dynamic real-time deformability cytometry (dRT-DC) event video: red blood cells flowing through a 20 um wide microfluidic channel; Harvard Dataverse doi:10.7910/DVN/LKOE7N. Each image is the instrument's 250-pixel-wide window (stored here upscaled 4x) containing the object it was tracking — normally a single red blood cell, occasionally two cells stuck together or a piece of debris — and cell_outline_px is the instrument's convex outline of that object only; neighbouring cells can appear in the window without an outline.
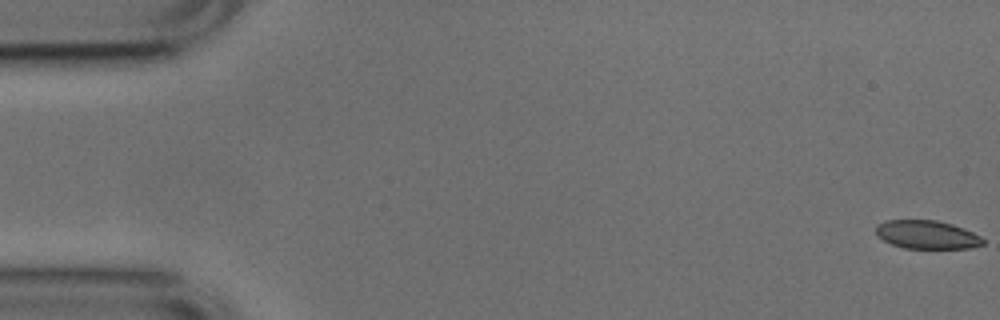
{"species": "common noctule bat (a hibernating species)", "species_latin": "Nyctalus noctula", "temperature_condition": "cold", "stored_images_in_passage": 53, "camera_frame_rate_fps": 3000, "um_per_image_px": 0.085, "animal": {"sex": "male", "body_mass_g": 17.9, "forearm_length_mm": 54.2}, "frame": {"image": 1, "passage_image": 1, "time_ms": 0.0, "image_size_px": [1000, 320], "cell_outline_px": [[984, 244], [968, 248], [904, 248], [892, 244], [876, 236], [876, 224], [884, 220], [936, 220], [952, 224], [964, 228], [980, 236], [984, 240]], "centroid_in_image_um": [78.76, 19.93], "position_along_channel_um": 6.2, "area_um2": 17.74}}
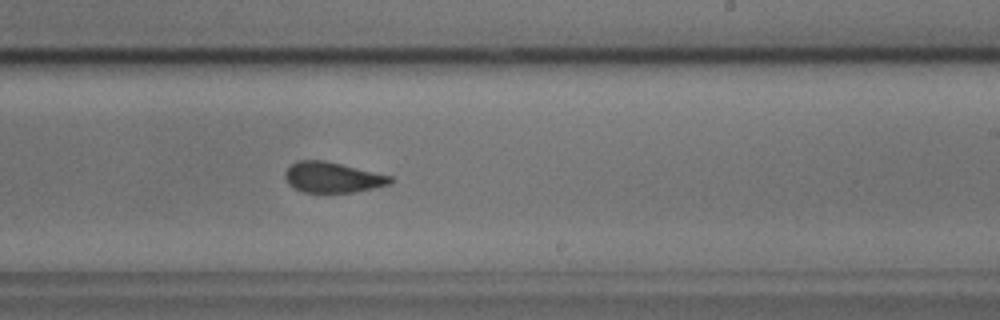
{"frame": {"image": 2, "passage_image": 32, "time_ms": 10.333, "image_size_px": [1000, 320], "cell_outline_px": [[392, 184], [356, 192], [304, 192], [292, 188], [288, 184], [284, 176], [284, 172], [296, 160], [324, 160], [392, 176]], "centroid_in_image_um": [28.25, 15.08], "position_along_channel_um": 260.8, "area_um2": 18.79}}
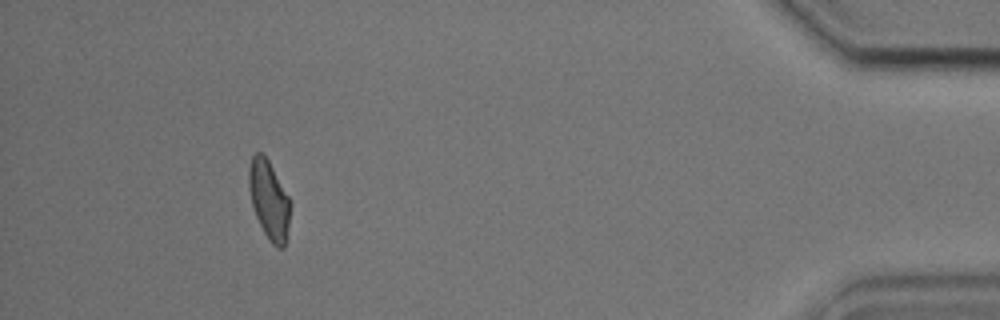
{"frame": {"image": 3, "passage_image": 49, "time_ms": 16.0, "image_size_px": [1000, 320], "cell_outline_px": [[288, 228], [284, 248], [276, 248], [268, 240], [256, 216], [252, 204], [248, 188], [248, 168], [252, 156], [256, 152], [260, 152], [268, 160], [288, 196]], "centroid_in_image_um": [22.82, 16.99], "position_along_channel_um": 412.4, "area_um2": 18.55}, "authors_computed_cell_mechanics": {"area_um2": 19.363, "velocity_mm_per_s": 3.7802, "shape_relaxation_time_tau1_ms": 3.8476, "shape_relaxation_time_tau2_ms": 1.185, "deformation_change_tau1": 0.1123, "deformation_change_tau2": 0.0611}}